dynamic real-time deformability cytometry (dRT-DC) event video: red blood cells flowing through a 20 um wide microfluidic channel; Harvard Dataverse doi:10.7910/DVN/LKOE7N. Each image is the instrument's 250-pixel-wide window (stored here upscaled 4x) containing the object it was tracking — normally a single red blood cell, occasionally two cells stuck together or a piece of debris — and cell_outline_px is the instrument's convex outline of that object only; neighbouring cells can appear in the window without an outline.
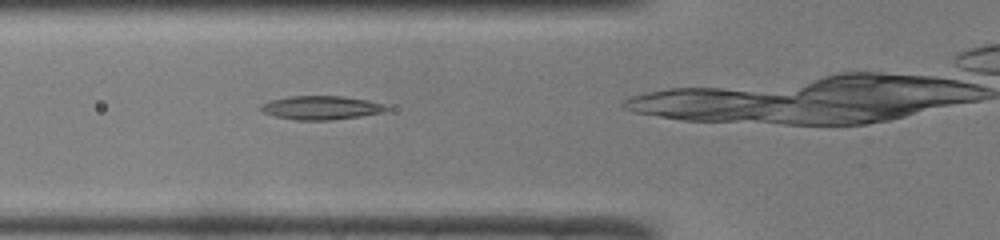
{"species": "common noctule bat (a hibernating species)", "species_latin": "Nyctalus noctula", "temperature_condition": "room temperature", "stored_images_in_passage": 24, "camera_frame_rate_fps": 3000, "um_per_image_px": 0.085, "animal": {"sex": "male", "body_mass_g": 19.0, "forearm_length_mm": 50.8}, "frame": {"image": 1, "passage_image": 4, "time_ms": 1.0, "image_size_px": [1000, 240], "cell_outline_px": [[388, 108], [380, 112], [360, 116], [332, 120], [296, 120], [276, 116], [264, 112], [260, 108], [260, 104], [272, 100], [288, 96], [344, 96], [368, 100], [384, 104]], "centroid_in_image_um": [27.27, 9.15], "position_along_channel_um": 98.5, "area_um2": 17.17}}